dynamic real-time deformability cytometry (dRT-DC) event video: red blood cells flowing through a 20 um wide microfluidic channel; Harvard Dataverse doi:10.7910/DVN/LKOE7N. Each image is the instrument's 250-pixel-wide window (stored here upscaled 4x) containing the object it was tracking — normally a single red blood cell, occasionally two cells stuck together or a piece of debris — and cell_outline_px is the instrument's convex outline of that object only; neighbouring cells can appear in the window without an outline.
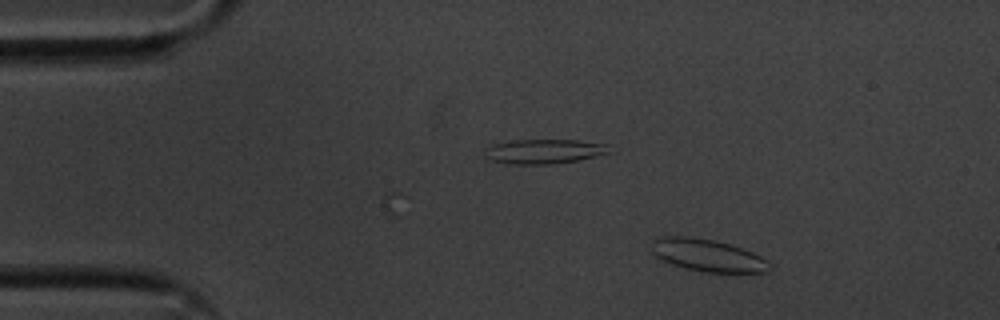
{"species": "common noctule bat (a hibernating species)", "species_latin": "Nyctalus noctula", "temperature_condition": "cold", "stored_images_in_passage": 48, "camera_frame_rate_fps": 3000, "um_per_image_px": 0.085, "animal": {"sex": "male", "body_mass_g": 20.1, "forearm_length_mm": 53.5}, "frame": {"image": 1, "passage_image": 6, "time_ms": 1.667, "image_size_px": [1000, 320], "cell_outline_px": [[776, 268], [768, 272], [704, 272], [684, 268], [660, 260], [652, 252], [652, 240], [660, 236], [688, 236], [716, 240], [752, 252], [768, 260]], "centroid_in_image_um": [60.17, 21.71], "position_along_channel_um": 24.8, "area_um2": 22.48}}
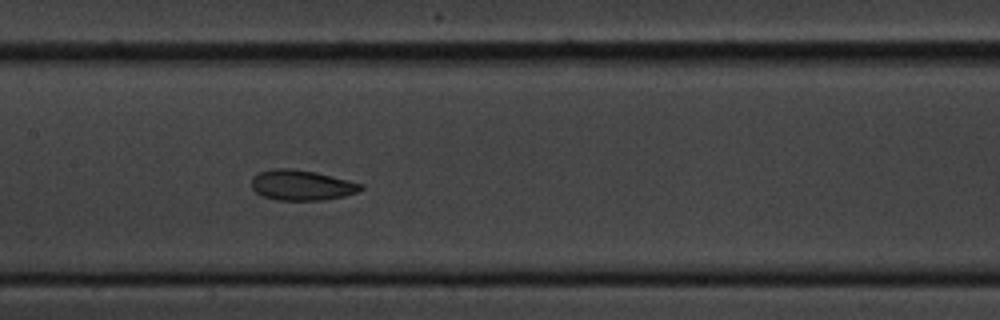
{"frame": {"image": 2, "passage_image": 25, "time_ms": 8.0, "image_size_px": [1000, 320], "cell_outline_px": [[364, 188], [356, 192], [344, 196], [320, 200], [276, 200], [264, 196], [256, 192], [252, 188], [252, 176], [260, 172], [272, 168], [288, 168], [316, 172], [364, 184]], "centroid_in_image_um": [25.63, 15.73], "position_along_channel_um": 181.8, "area_um2": 19.25}}
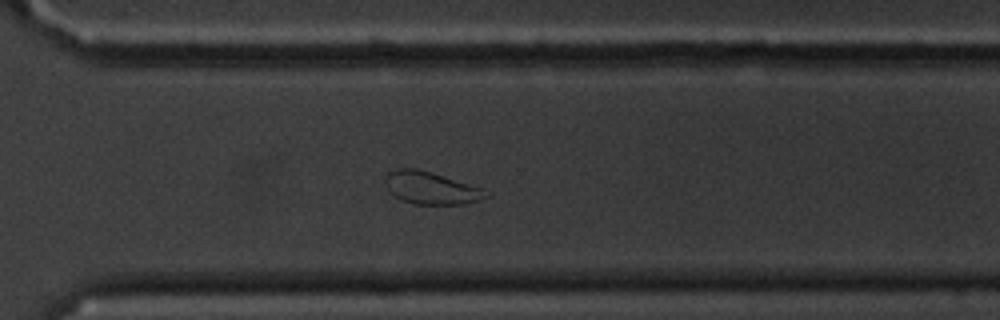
{"frame": {"image": 3, "passage_image": 38, "time_ms": 12.333, "image_size_px": [1000, 320], "cell_outline_px": [[492, 196], [480, 200], [464, 204], [416, 204], [400, 200], [388, 192], [384, 180], [384, 176], [388, 172], [396, 168], [416, 168], [432, 172], [484, 188], [492, 192]], "centroid_in_image_um": [36.66, 15.97], "position_along_channel_um": 333.9, "area_um2": 19.59}, "authors_computed_cell_mechanics": {"area_um2": 19.5364, "velocity_mm_per_s": 3.5233, "shape_relaxation_time_tau1_ms": 3.1575, "shape_relaxation_time_tau2_ms": 2.459, "deformation_change_tau1": 0.1184, "deformation_change_tau2": 0.0827}}